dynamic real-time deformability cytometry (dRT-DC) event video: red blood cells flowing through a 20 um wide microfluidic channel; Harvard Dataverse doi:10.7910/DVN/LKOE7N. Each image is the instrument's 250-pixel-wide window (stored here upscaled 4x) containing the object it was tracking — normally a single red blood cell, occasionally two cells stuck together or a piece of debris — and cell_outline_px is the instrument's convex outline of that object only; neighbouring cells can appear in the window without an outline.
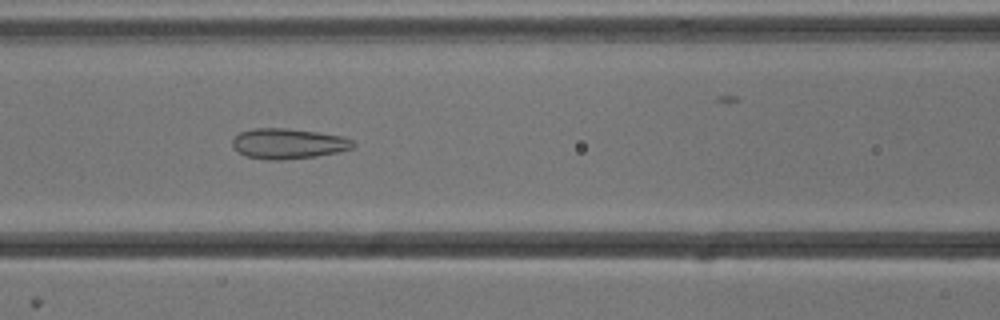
{"species": "common noctule bat (a hibernating species)", "species_latin": "Nyctalus noctula", "temperature_condition": "cold", "stored_images_in_passage": 55, "camera_frame_rate_fps": 3000, "um_per_image_px": 0.085, "animal": {"sex": "male", "body_mass_g": 13.3}, "frame": {"image": 1, "passage_image": 23, "time_ms": 7.333, "image_size_px": [1000, 320], "cell_outline_px": [[356, 144], [352, 148], [336, 152], [316, 156], [284, 160], [268, 160], [248, 156], [240, 152], [232, 144], [232, 140], [240, 132], [252, 128], [284, 128], [316, 132], [340, 136], [352, 140]], "centroid_in_image_um": [24.49, 12.21], "position_along_channel_um": 142.1, "area_um2": 21.04}}
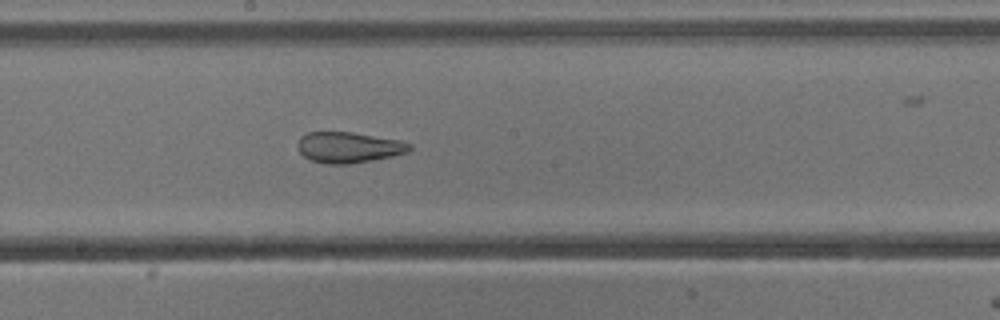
{"frame": {"image": 2, "passage_image": 29, "time_ms": 9.333, "image_size_px": [1000, 320], "cell_outline_px": [[412, 148], [408, 152], [392, 156], [372, 160], [348, 164], [324, 164], [312, 160], [304, 156], [300, 152], [296, 144], [300, 136], [308, 132], [352, 132], [404, 140], [412, 144]], "centroid_in_image_um": [29.66, 12.51], "position_along_channel_um": 218.5, "area_um2": 20.35}}
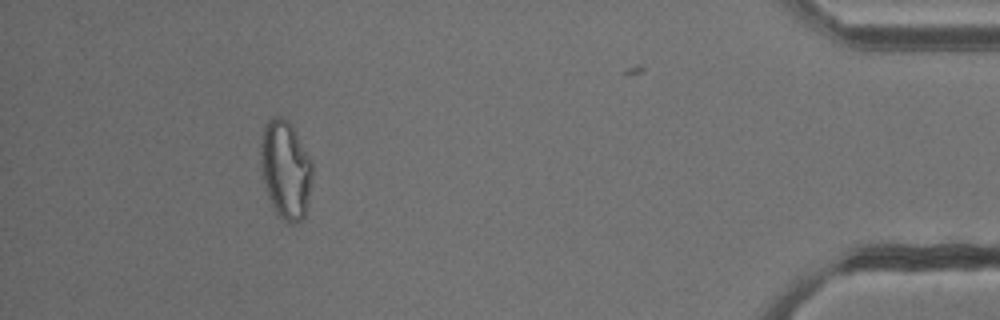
{"frame": {"image": 3, "passage_image": 49, "time_ms": 16.0, "image_size_px": [1000, 320], "cell_outline_px": [[312, 176], [304, 216], [296, 224], [288, 224], [272, 208], [268, 196], [260, 168], [260, 144], [264, 128], [268, 120], [272, 116], [280, 116], [288, 120], [312, 160]], "centroid_in_image_um": [24.25, 14.41], "position_along_channel_um": 410.9, "area_um2": 29.59}, "authors_computed_cell_mechanics": {"area_um2": 26.5302, "velocity_mm_per_s": 3.8236, "shape_relaxation_time_tau1_ms": null, "shape_relaxation_time_tau2_ms": 1.5595, "deformation_change_tau1": null, "deformation_change_tau2": 0.0989}}